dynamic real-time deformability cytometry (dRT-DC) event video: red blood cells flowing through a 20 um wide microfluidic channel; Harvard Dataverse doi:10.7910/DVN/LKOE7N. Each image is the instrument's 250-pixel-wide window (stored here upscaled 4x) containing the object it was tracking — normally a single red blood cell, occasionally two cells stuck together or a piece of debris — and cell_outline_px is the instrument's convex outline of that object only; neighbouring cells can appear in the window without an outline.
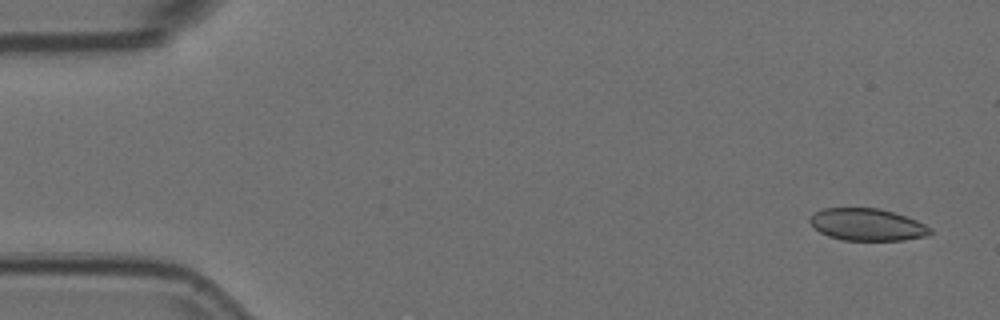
{"species": "Egyptian fruit bat (a non-hibernating species)", "species_latin": "Rousettus aegyptiacus", "temperature_condition": "room temperature", "stored_images_in_passage": 4, "camera_frame_rate_fps": 3000, "um_per_image_px": 0.085, "animal": {"sex": "female"}, "frame": {"image": 1, "passage_image": 1, "time_ms": 0.0, "image_size_px": [1000, 320], "cell_outline_px": [[932, 232], [928, 236], [904, 240], [844, 240], [828, 236], [820, 232], [808, 220], [816, 212], [824, 208], [880, 208], [916, 220], [932, 228]], "centroid_in_image_um": [73.74, 19.1], "position_along_channel_um": 11.3, "area_um2": 22.37}}
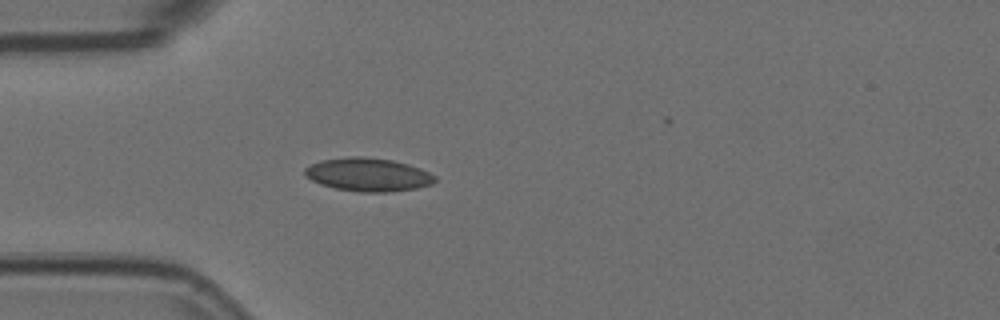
{"frame": {"image": 2, "passage_image": 4, "time_ms": 1.0, "image_size_px": [1000, 320], "cell_outline_px": [[436, 180], [432, 184], [416, 188], [388, 192], [360, 192], [336, 188], [320, 184], [304, 176], [304, 168], [320, 160], [348, 156], [364, 156], [392, 160], [408, 164], [420, 168], [436, 176]], "centroid_in_image_um": [31.27, 14.83], "position_along_channel_um": 53.7, "area_um2": 25.37}}